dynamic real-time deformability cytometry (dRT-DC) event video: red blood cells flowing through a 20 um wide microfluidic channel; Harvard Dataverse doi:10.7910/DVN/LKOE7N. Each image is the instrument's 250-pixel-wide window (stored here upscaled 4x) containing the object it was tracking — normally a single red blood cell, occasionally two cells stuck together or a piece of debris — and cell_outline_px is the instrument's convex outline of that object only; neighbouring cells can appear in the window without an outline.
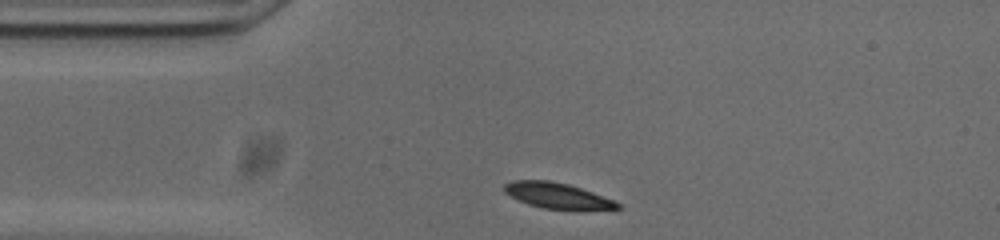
{"species": "common noctule bat (a hibernating species)", "species_latin": "Nyctalus noctula", "temperature_condition": "cold", "stored_images_in_passage": 33, "camera_frame_rate_fps": 3000, "um_per_image_px": 0.085, "animal": {"sex": "male", "body_mass_g": 20.0, "forearm_length_mm": 53.3}, "frame": {"image": 1, "passage_image": 1, "time_ms": 0.0, "image_size_px": [1000, 240], "cell_outline_px": [[624, 208], [580, 212], [576, 212], [544, 208], [528, 204], [504, 192], [504, 184], [512, 180], [548, 180], [568, 184], [616, 200]], "centroid_in_image_um": [47.49, 16.68], "position_along_channel_um": 37.5, "area_um2": 17.57}}
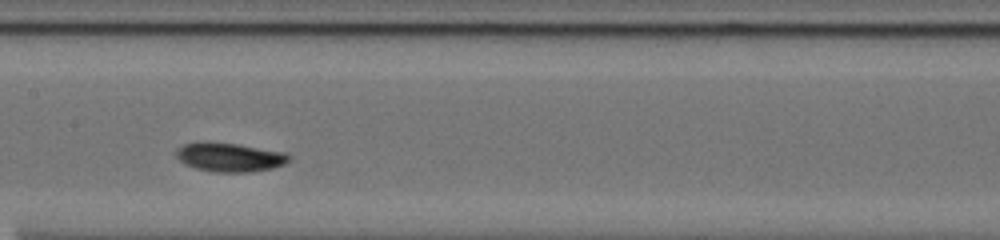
{"frame": {"image": 2, "passage_image": 15, "time_ms": 4.667, "image_size_px": [1000, 240], "cell_outline_px": [[292, 160], [284, 164], [272, 168], [252, 172], [216, 172], [196, 168], [184, 164], [176, 156], [176, 148], [184, 144], [196, 140], [236, 144], [288, 152], [292, 156]], "centroid_in_image_um": [19.54, 13.34], "position_along_channel_um": 187.9, "area_um2": 19.42}}
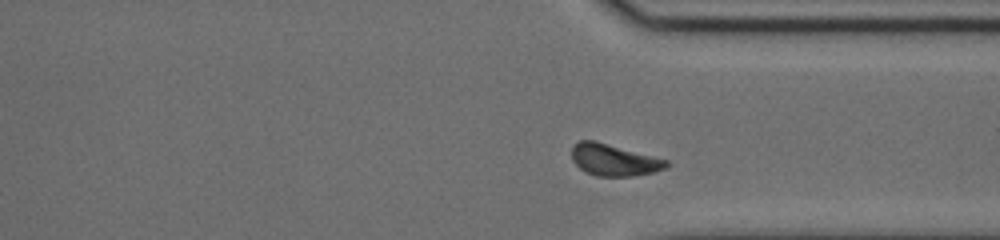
{"frame": {"image": 3, "passage_image": 29, "time_ms": 9.333, "image_size_px": [1000, 240], "cell_outline_px": [[668, 164], [664, 168], [652, 172], [632, 176], [596, 176], [584, 172], [572, 160], [572, 144], [580, 140], [596, 140], [668, 160]], "centroid_in_image_um": [52.13, 13.58], "position_along_channel_um": 359.3, "area_um2": 17.51}, "authors_computed_cell_mechanics": {"area_um2": 17.918, "velocity_mm_per_s": 3.6844, "shape_relaxation_time_tau1_ms": 3.1533, "shape_relaxation_time_tau2_ms": null, "deformation_change_tau1": 0.125, "deformation_change_tau2": null}}